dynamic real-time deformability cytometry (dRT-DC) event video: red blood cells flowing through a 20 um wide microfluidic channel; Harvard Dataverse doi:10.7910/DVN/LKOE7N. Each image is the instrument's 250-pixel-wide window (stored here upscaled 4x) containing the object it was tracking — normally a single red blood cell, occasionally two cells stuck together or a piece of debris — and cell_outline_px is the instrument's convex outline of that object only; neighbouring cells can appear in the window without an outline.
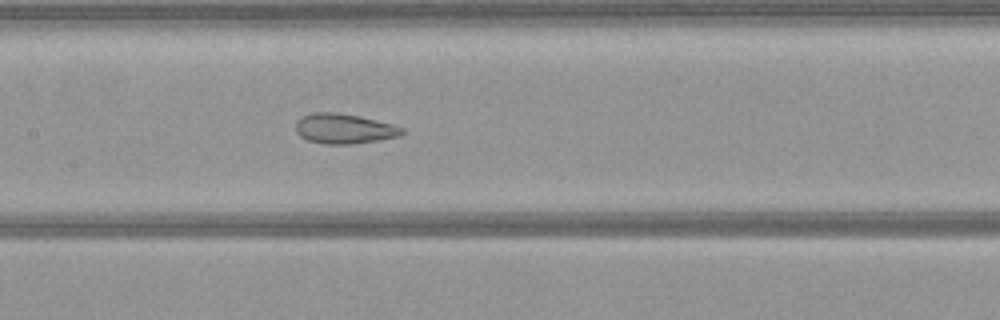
{"species": "common noctule bat (a hibernating species)", "species_latin": "Nyctalus noctula", "temperature_condition": "warm", "stored_images_in_passage": 42, "camera_frame_rate_fps": 3000, "um_per_image_px": 0.085, "animal": {"sex": "female", "body_mass_g": 21.9}, "frame": {"image": 1, "passage_image": 14, "time_ms": 4.333, "image_size_px": [1000, 320], "cell_outline_px": [[404, 132], [400, 136], [352, 144], [324, 144], [308, 140], [300, 136], [296, 132], [296, 120], [300, 116], [312, 112], [336, 112], [360, 116], [392, 124], [404, 128]], "centroid_in_image_um": [29.21, 10.92], "position_along_channel_um": 178.2, "area_um2": 18.67}}
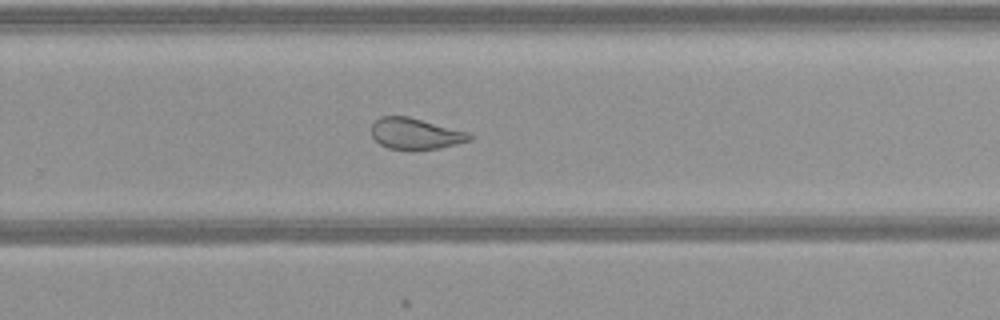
{"frame": {"image": 2, "passage_image": 23, "time_ms": 7.333, "image_size_px": [1000, 320], "cell_outline_px": [[472, 140], [440, 148], [388, 148], [380, 144], [372, 136], [372, 124], [380, 116], [408, 116], [468, 132], [472, 136]], "centroid_in_image_um": [35.31, 11.34], "position_along_channel_um": 294.5, "area_um2": 17.4}}
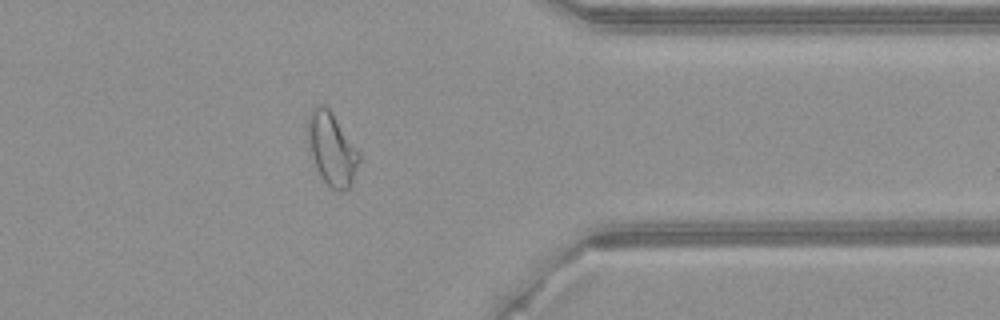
{"frame": {"image": 3, "passage_image": 31, "time_ms": 10.0, "image_size_px": [1000, 320], "cell_outline_px": [[360, 160], [352, 184], [348, 188], [340, 192], [332, 188], [324, 180], [316, 168], [308, 144], [308, 116], [312, 108], [316, 104], [324, 104], [332, 112], [360, 152]], "centroid_in_image_um": [28.22, 12.64], "position_along_channel_um": 383.2, "area_um2": 21.73}}